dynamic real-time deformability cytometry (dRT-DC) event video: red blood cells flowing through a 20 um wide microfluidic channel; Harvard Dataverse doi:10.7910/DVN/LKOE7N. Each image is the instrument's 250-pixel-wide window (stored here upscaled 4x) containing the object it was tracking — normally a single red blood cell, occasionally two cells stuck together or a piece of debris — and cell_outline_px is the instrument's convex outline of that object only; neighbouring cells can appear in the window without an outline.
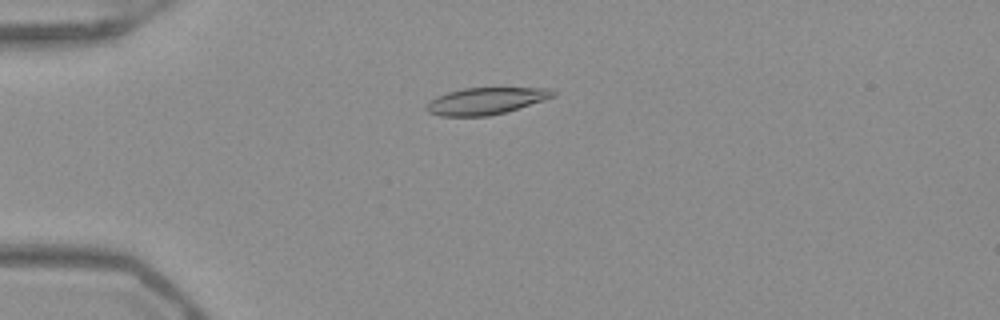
{"species": "Egyptian fruit bat (a non-hibernating species)", "species_latin": "Rousettus aegyptiacus", "temperature_condition": "warm", "stored_images_in_passage": 52, "camera_frame_rate_fps": 3000, "um_per_image_px": 0.085, "frame": {"image": 1, "passage_image": 14, "time_ms": 4.333, "image_size_px": [1000, 320], "cell_outline_px": [[556, 96], [544, 100], [504, 112], [488, 116], [440, 116], [428, 112], [424, 108], [436, 96], [448, 92], [464, 88], [548, 88], [556, 92]], "centroid_in_image_um": [41.28, 8.58], "position_along_channel_um": 43.7, "area_um2": 19.59}}
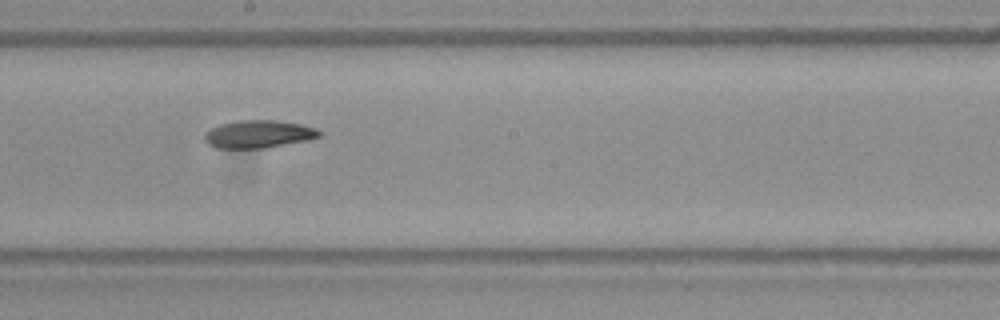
{"frame": {"image": 2, "passage_image": 30, "time_ms": 9.667, "image_size_px": [1000, 320], "cell_outline_px": [[320, 136], [308, 140], [264, 148], [216, 148], [208, 144], [204, 140], [204, 136], [212, 128], [220, 124], [236, 120], [276, 120], [300, 124], [316, 128], [320, 132]], "centroid_in_image_um": [21.96, 11.4], "position_along_channel_um": 226.2, "area_um2": 18.44}}
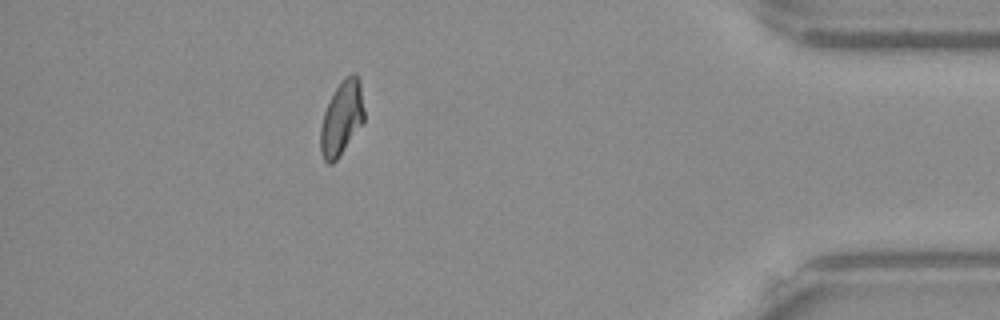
{"frame": {"image": 3, "passage_image": 47, "time_ms": 15.333, "image_size_px": [1000, 320], "cell_outline_px": [[364, 120], [336, 160], [332, 164], [328, 164], [324, 160], [320, 152], [320, 128], [324, 112], [336, 88], [344, 76], [352, 72], [356, 72], [360, 80], [364, 108]], "centroid_in_image_um": [29.04, 10.0], "position_along_channel_um": 406.2, "area_um2": 18.79}, "authors_computed_cell_mechanics": {"area_um2": 19.5364, "velocity_mm_per_s": 3.9485, "shape_relaxation_time_tau1_ms": null, "shape_relaxation_time_tau2_ms": 3.4177, "deformation_change_tau1": null, "deformation_change_tau2": 0.0839}}